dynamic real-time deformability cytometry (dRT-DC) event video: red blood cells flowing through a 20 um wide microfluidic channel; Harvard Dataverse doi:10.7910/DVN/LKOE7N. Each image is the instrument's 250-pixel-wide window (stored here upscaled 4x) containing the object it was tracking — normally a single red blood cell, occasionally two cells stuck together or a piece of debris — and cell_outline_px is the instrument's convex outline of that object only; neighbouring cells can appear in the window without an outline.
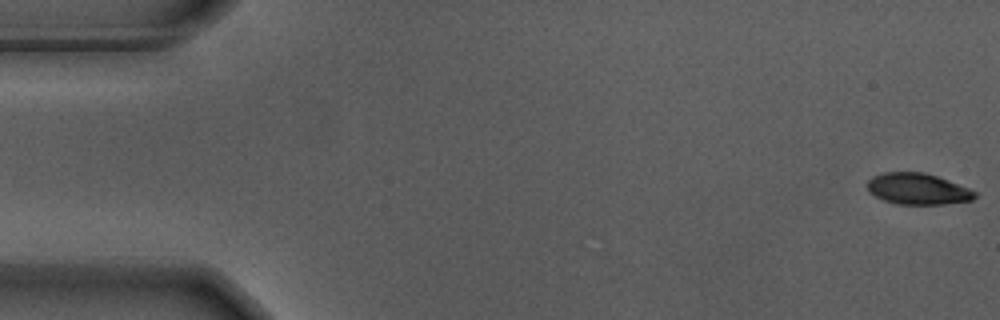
{"species": "Egyptian fruit bat (a non-hibernating species)", "species_latin": "Rousettus aegyptiacus", "temperature_condition": "warm", "stored_images_in_passage": 56, "camera_frame_rate_fps": 3000, "um_per_image_px": 0.085, "animal": {"sex": "male"}, "frame": {"image": 1, "passage_image": 1, "time_ms": 0.0, "image_size_px": [1000, 320], "cell_outline_px": [[976, 196], [972, 200], [944, 204], [896, 204], [884, 200], [868, 192], [868, 180], [872, 176], [884, 172], [924, 172], [948, 180], [968, 188], [976, 192]], "centroid_in_image_um": [77.99, 16.05], "position_along_channel_um": 7.0, "area_um2": 19.48}}
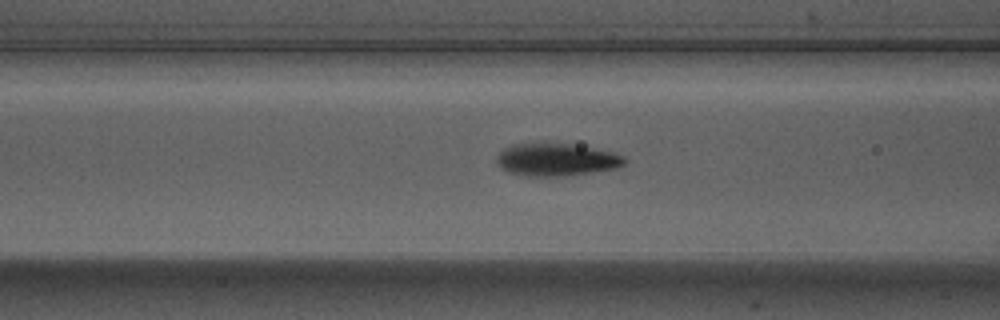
{"frame": {"image": 2, "passage_image": 22, "time_ms": 7.0, "image_size_px": [1000, 320], "cell_outline_px": [[628, 160], [624, 164], [616, 168], [564, 176], [520, 176], [508, 172], [500, 168], [496, 160], [496, 156], [504, 148], [512, 144], [572, 144], [612, 152], [624, 156]], "centroid_in_image_um": [47.26, 13.58], "position_along_channel_um": 119.3, "area_um2": 24.16}}
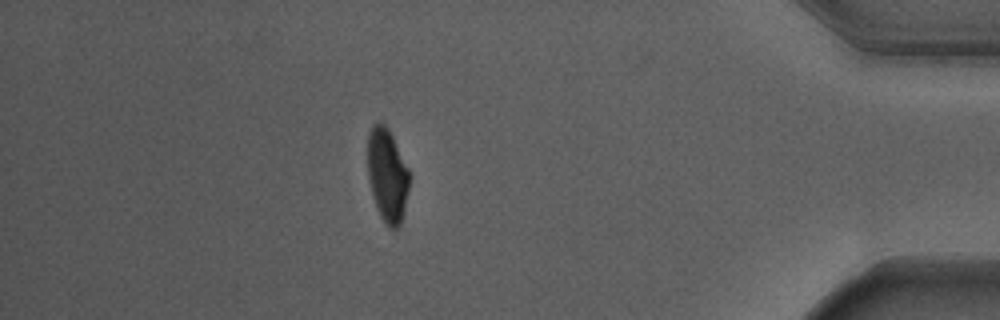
{"frame": {"image": 3, "passage_image": 49, "time_ms": 16.0, "image_size_px": [1000, 320], "cell_outline_px": [[408, 188], [404, 208], [400, 224], [396, 228], [388, 228], [380, 216], [376, 208], [368, 176], [368, 132], [372, 124], [384, 124], [388, 128], [408, 168]], "centroid_in_image_um": [32.89, 14.89], "position_along_channel_um": 402.3, "area_um2": 22.25}, "authors_computed_cell_mechanics": {"area_um2": 23.3223, "velocity_mm_per_s": 3.6779, "shape_relaxation_time_tau1_ms": 2.0884, "shape_relaxation_time_tau2_ms": null, "deformation_change_tau1": 0.1634, "deformation_change_tau2": null}}